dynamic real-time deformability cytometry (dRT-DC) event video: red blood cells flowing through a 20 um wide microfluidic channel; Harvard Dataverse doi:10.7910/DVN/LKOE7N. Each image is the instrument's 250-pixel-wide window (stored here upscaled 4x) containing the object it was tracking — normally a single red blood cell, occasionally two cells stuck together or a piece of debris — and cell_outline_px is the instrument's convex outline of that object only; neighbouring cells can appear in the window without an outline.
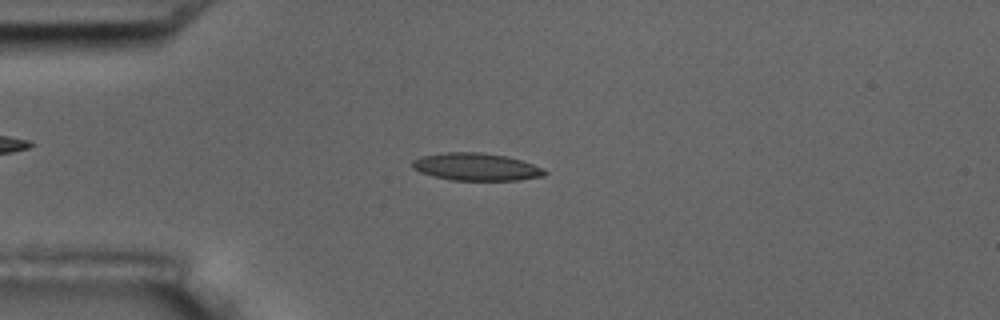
{"species": "common noctule bat (a hibernating species)", "species_latin": "Nyctalus noctula", "temperature_condition": "room temperature", "stored_images_in_passage": 9, "camera_frame_rate_fps": 3000, "um_per_image_px": 0.085, "animal": {"sex": "male", "body_mass_g": 17.5, "forearm_length_mm": 52.3}, "frame": {"image": 1, "passage_image": 4, "time_ms": 3.667, "image_size_px": [1000, 320], "cell_outline_px": [[548, 172], [544, 176], [520, 180], [452, 180], [432, 176], [420, 172], [412, 168], [412, 160], [420, 156], [444, 152], [480, 152], [508, 156], [544, 168]], "centroid_in_image_um": [40.47, 14.18], "position_along_channel_um": 44.5, "area_um2": 21.39}}
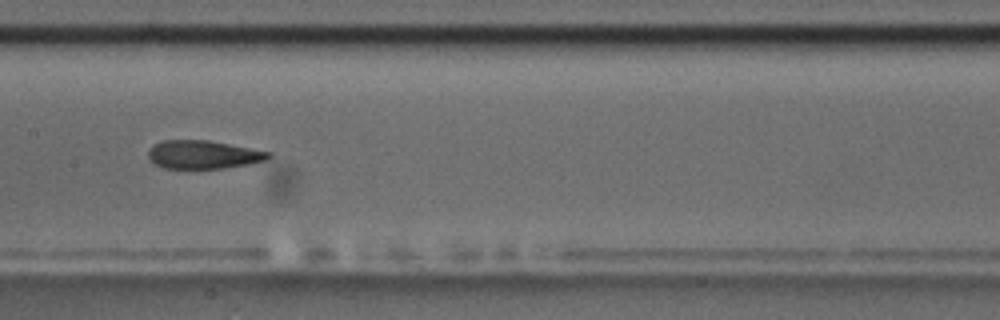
{"frame": {"image": 2, "passage_image": 8, "time_ms": 8.333, "image_size_px": [1000, 320], "cell_outline_px": [[272, 156], [264, 160], [248, 164], [220, 168], [164, 168], [148, 160], [148, 148], [164, 140], [208, 140], [272, 152]], "centroid_in_image_um": [17.25, 13.13], "position_along_channel_um": 190.1, "area_um2": 19.71}}
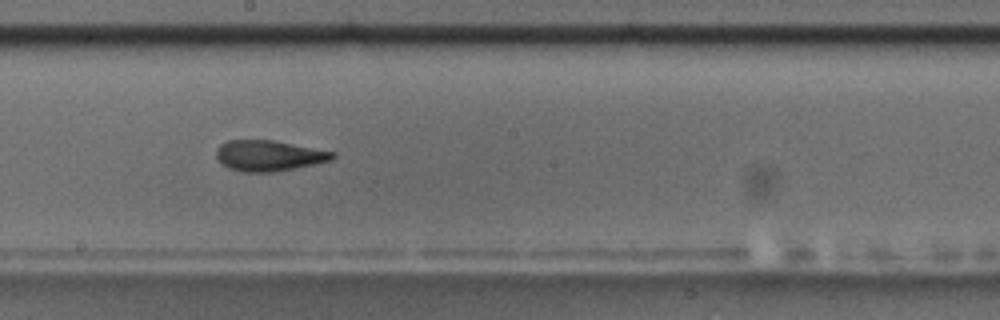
{"frame": {"image": 3, "passage_image": 9, "time_ms": 9.333, "image_size_px": [1000, 320], "cell_outline_px": [[336, 156], [332, 160], [316, 164], [272, 172], [244, 172], [228, 168], [216, 160], [216, 148], [220, 144], [228, 140], [272, 140], [336, 152]], "centroid_in_image_um": [22.83, 13.23], "position_along_channel_um": 225.4, "area_um2": 20.92}}